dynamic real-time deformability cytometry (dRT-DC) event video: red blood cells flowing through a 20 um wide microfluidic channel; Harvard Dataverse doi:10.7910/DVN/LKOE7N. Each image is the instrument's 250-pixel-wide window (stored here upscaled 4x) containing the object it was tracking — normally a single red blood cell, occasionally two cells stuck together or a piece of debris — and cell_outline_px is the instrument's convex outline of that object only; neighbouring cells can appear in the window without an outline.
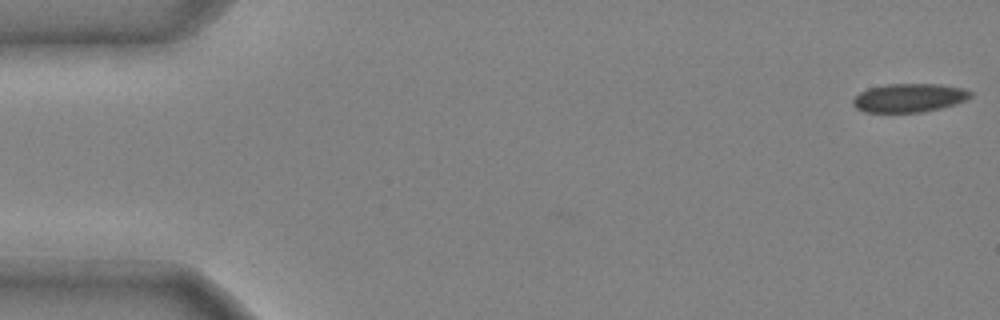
{"species": "common noctule bat (a hibernating species)", "species_latin": "Nyctalus noctula", "temperature_condition": "cold", "stored_images_in_passage": 45, "camera_frame_rate_fps": 3000, "um_per_image_px": 0.085, "animal": {"sex": "male", "body_mass_g": 20.4}, "frame": {"image": 1, "passage_image": 1, "time_ms": 0.0, "image_size_px": [1000, 320], "cell_outline_px": [[972, 96], [964, 100], [940, 108], [920, 112], [864, 112], [856, 108], [852, 104], [852, 100], [860, 92], [868, 88], [884, 84], [940, 84], [964, 88], [972, 92]], "centroid_in_image_um": [77.24, 8.3], "position_along_channel_um": 7.8, "area_um2": 19.54}}
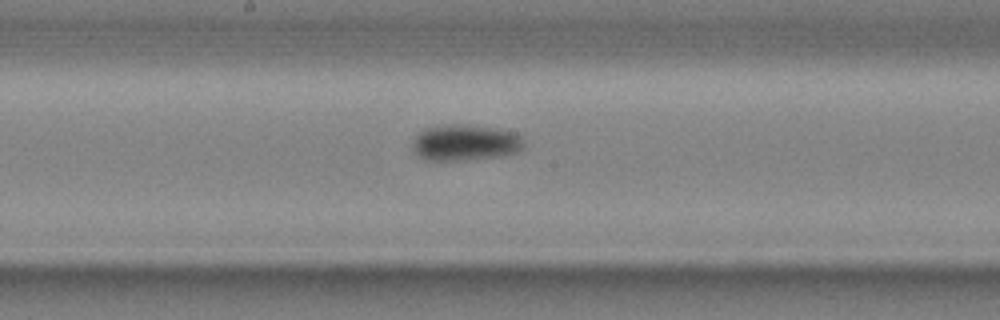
{"frame": {"image": 2, "passage_image": 26, "time_ms": 8.333, "image_size_px": [1000, 320], "cell_outline_px": [[524, 148], [520, 152], [500, 156], [464, 160], [428, 160], [420, 156], [412, 148], [416, 136], [420, 132], [428, 128], [440, 124], [472, 124], [520, 132], [524, 136]], "centroid_in_image_um": [39.66, 12.1], "position_along_channel_um": 208.5, "area_um2": 23.87}}
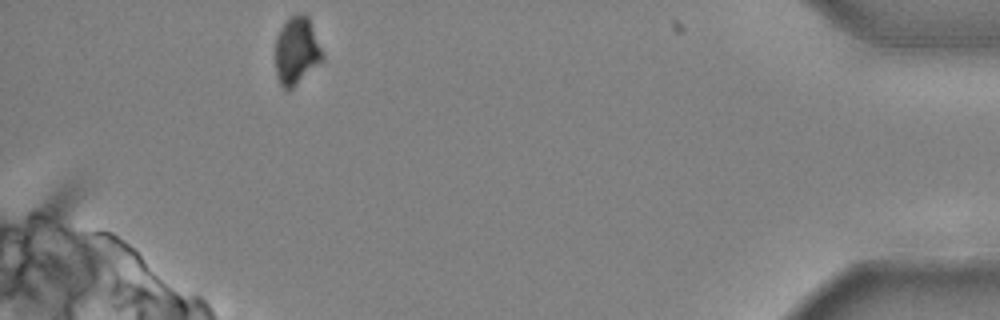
{"frame": {"image": 3, "passage_image": 45, "time_ms": 14.667, "image_size_px": [1000, 320], "cell_outline_px": [[324, 60], [288, 92], [280, 84], [276, 76], [276, 36], [280, 28], [296, 12], [304, 12], [308, 16], [324, 56]], "centroid_in_image_um": [25.21, 4.32], "position_along_channel_um": 410.0, "area_um2": 18.67}, "authors_computed_cell_mechanics": {"area_um2": 20.7502, "velocity_mm_per_s": 3.9853, "shape_relaxation_time_tau1_ms": 2.8363, "shape_relaxation_time_tau2_ms": null, "deformation_change_tau1": 0.1045, "deformation_change_tau2": null}}